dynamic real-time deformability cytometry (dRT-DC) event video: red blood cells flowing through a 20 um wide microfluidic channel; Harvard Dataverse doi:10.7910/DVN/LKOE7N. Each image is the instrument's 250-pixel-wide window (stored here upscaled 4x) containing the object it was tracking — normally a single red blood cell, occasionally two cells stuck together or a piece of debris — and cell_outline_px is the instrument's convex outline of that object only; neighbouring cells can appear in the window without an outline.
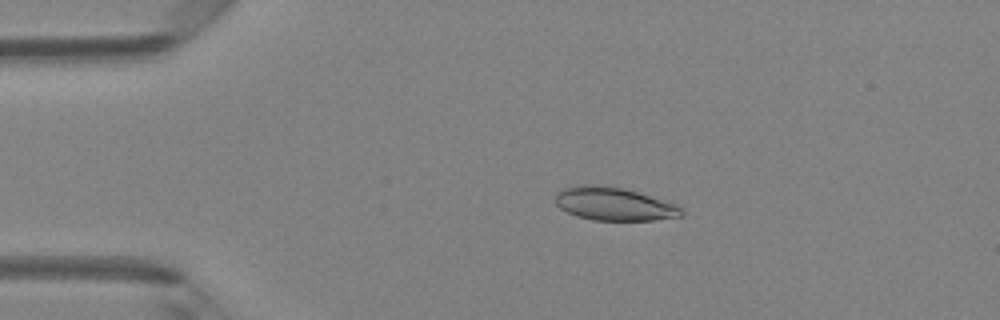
{"species": "Egyptian fruit bat (a non-hibernating species)", "species_latin": "Rousettus aegyptiacus", "temperature_condition": "room temperature", "stored_images_in_passage": 11, "camera_frame_rate_fps": 3000, "um_per_image_px": 0.085, "animal": {"sex": "female"}, "frame": {"image": 1, "passage_image": 10, "time_ms": 3.0, "image_size_px": [1000, 320], "cell_outline_px": [[684, 216], [652, 220], [592, 220], [576, 216], [560, 208], [556, 204], [556, 196], [564, 188], [576, 184], [600, 184], [624, 188], [676, 204], [684, 208]], "centroid_in_image_um": [52.21, 17.33], "position_along_channel_um": 32.8, "area_um2": 24.51}}